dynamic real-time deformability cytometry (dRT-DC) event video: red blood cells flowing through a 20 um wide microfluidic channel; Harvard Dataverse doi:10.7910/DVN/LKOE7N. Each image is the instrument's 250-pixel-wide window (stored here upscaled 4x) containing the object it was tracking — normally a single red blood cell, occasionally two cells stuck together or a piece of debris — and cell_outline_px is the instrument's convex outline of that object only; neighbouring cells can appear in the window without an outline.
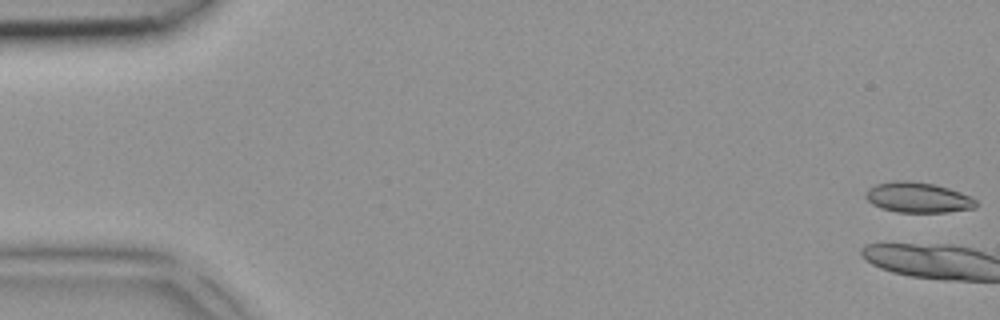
{"species": "common noctule bat (a hibernating species)", "species_latin": "Nyctalus noctula", "temperature_condition": "room temperature", "stored_images_in_passage": 6, "camera_frame_rate_fps": 3000, "um_per_image_px": 0.085, "animal": {"sex": "female", "body_mass_g": 18.4}, "frame": {"image": 1, "passage_image": 1, "time_ms": 0.0, "image_size_px": [1000, 320], "cell_outline_px": [[976, 208], [948, 212], [896, 212], [880, 208], [872, 204], [864, 196], [864, 192], [868, 188], [876, 184], [896, 180], [908, 180], [936, 184], [972, 196], [976, 200]], "centroid_in_image_um": [78.01, 16.78], "position_along_channel_um": 7.0, "area_um2": 19.77}}